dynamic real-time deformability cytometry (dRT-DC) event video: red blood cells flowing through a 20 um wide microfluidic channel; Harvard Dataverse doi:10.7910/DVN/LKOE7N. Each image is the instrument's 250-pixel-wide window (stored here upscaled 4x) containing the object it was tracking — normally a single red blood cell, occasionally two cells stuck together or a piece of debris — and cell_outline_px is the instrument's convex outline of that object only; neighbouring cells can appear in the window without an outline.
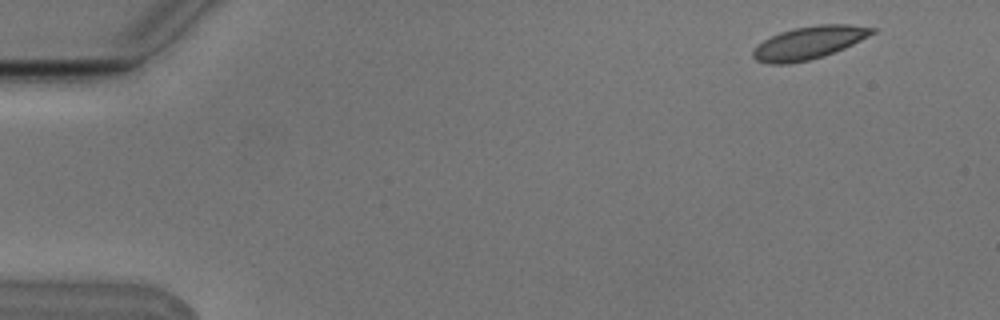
{"species": "Egyptian fruit bat (a non-hibernating species)", "species_latin": "Rousettus aegyptiacus", "temperature_condition": "cold", "stored_images_in_passage": 10, "camera_frame_rate_fps": 3000, "um_per_image_px": 0.085, "animal": {"sex": "male"}, "frame": {"image": 1, "passage_image": 1, "time_ms": 0.0, "image_size_px": [1000, 320], "cell_outline_px": [[876, 32], [844, 48], [824, 56], [808, 60], [788, 64], [768, 64], [756, 60], [752, 56], [752, 52], [764, 40], [780, 32], [792, 28], [820, 24], [852, 24], [876, 28]], "centroid_in_image_um": [68.77, 3.63], "position_along_channel_um": 16.2, "area_um2": 22.66}}
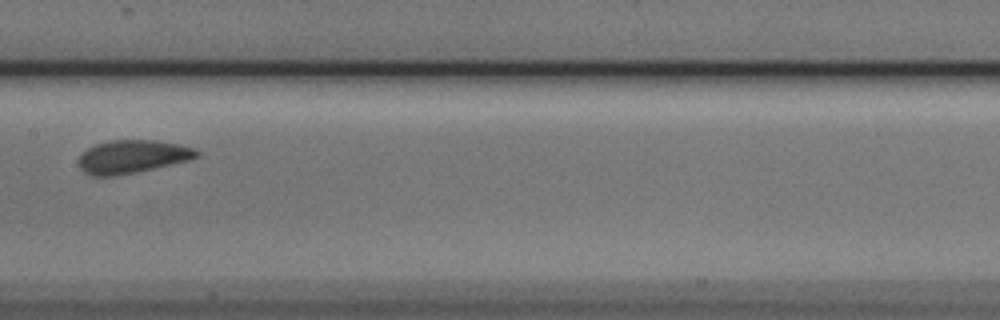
{"frame": {"image": 2, "passage_image": 7, "time_ms": 2.0, "image_size_px": [1000, 320], "cell_outline_px": [[200, 156], [188, 160], [136, 172], [116, 176], [92, 176], [84, 172], [80, 168], [80, 156], [88, 148], [96, 144], [112, 140], [156, 140], [196, 148], [200, 152]], "centroid_in_image_um": [11.27, 13.31], "position_along_channel_um": 196.1, "area_um2": 22.6}}
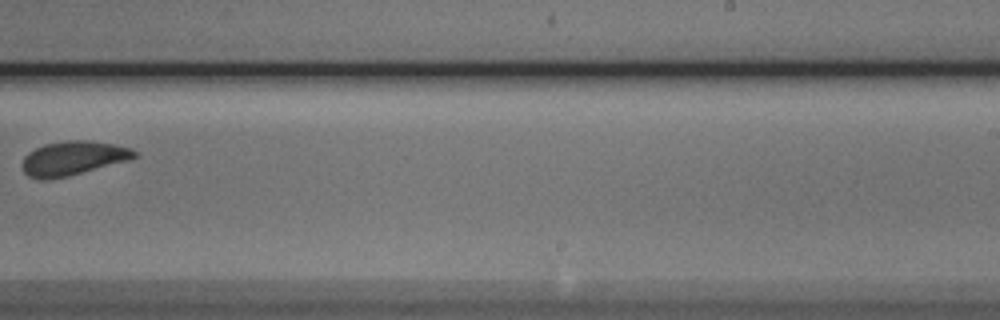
{"frame": {"image": 3, "passage_image": 9, "time_ms": 2.667, "image_size_px": [1000, 320], "cell_outline_px": [[136, 156], [128, 160], [68, 176], [48, 180], [40, 180], [28, 176], [24, 172], [24, 156], [28, 152], [44, 144], [64, 140], [88, 140], [112, 144], [128, 148], [136, 152]], "centroid_in_image_um": [6.16, 13.45], "position_along_channel_um": 282.8, "area_um2": 22.02}}